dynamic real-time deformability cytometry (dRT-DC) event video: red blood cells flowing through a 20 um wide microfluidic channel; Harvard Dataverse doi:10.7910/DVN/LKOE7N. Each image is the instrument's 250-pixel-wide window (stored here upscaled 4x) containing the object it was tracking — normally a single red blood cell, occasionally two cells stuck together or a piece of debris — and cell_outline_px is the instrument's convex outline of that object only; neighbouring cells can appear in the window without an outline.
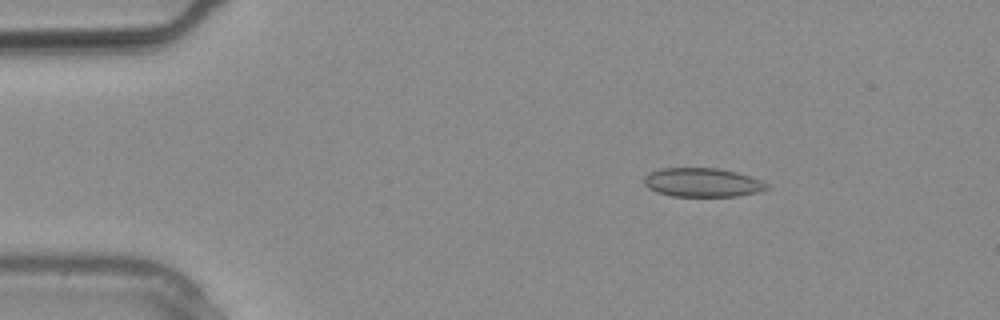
{"species": "common noctule bat (a hibernating species)", "species_latin": "Nyctalus noctula", "temperature_condition": "warm", "stored_images_in_passage": 2, "camera_frame_rate_fps": 3000, "um_per_image_px": 0.085, "animal": {"sex": "male", "body_mass_g": 20.4}, "frame": {"image": 1, "passage_image": 2, "time_ms": 0.333, "image_size_px": [1000, 320], "cell_outline_px": [[772, 188], [760, 192], [736, 196], [672, 196], [656, 192], [648, 188], [644, 184], [644, 176], [648, 172], [660, 168], [716, 168], [736, 172], [760, 180], [768, 184]], "centroid_in_image_um": [59.69, 15.51], "position_along_channel_um": 25.3, "area_um2": 20.81}}